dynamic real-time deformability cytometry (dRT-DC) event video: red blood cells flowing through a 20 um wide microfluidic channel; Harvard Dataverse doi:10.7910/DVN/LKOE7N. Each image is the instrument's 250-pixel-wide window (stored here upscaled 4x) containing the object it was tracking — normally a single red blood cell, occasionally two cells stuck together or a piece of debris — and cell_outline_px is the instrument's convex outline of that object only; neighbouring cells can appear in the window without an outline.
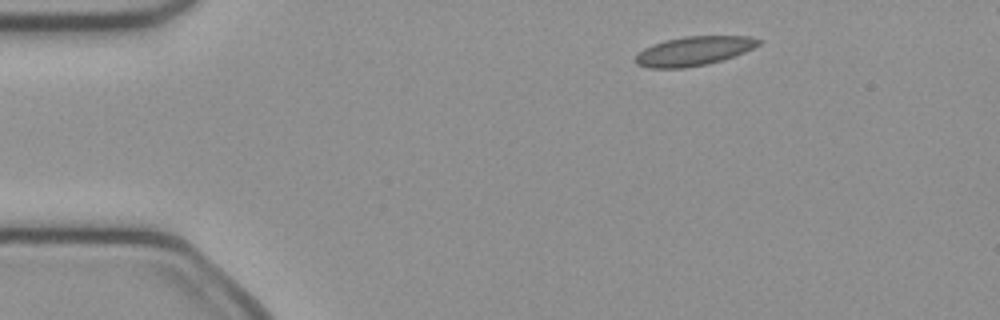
{"species": "common noctule bat (a hibernating species)", "species_latin": "Nyctalus noctula", "temperature_condition": "cold", "stored_images_in_passage": 44, "segment_of_instrument_passage": [1, 2], "camera_frame_rate_fps": 3000, "um_per_image_px": 0.085, "animal": {"sex": "female", "body_mass_g": 21.9}, "frame": {"image": 1, "passage_image": 1, "time_ms": 0.0, "image_size_px": [1000, 320], "cell_outline_px": [[764, 40], [760, 44], [744, 52], [708, 64], [684, 68], [648, 68], [636, 64], [636, 52], [652, 44], [664, 40], [684, 36], [748, 36]], "centroid_in_image_um": [58.94, 4.33], "position_along_channel_um": 26.1, "area_um2": 20.98}}
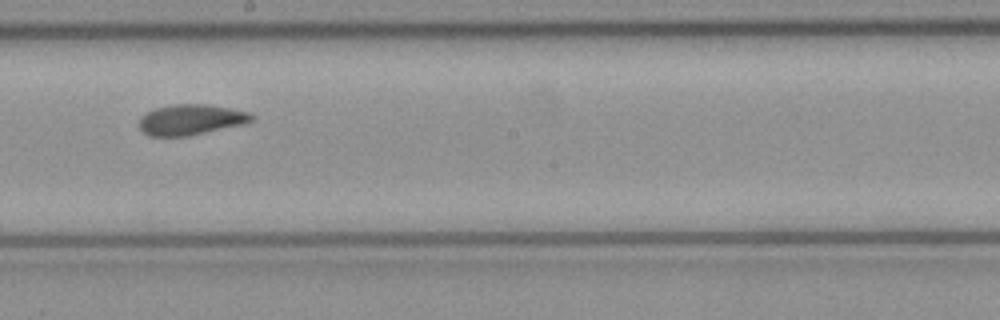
{"frame": {"image": 2, "passage_image": 21, "time_ms": 6.667, "image_size_px": [1000, 320], "cell_outline_px": [[256, 116], [252, 120], [244, 124], [188, 136], [148, 136], [140, 128], [140, 116], [156, 108], [176, 104], [208, 104], [248, 112]], "centroid_in_image_um": [16.23, 10.17], "position_along_channel_um": 232.0, "area_um2": 19.88}}
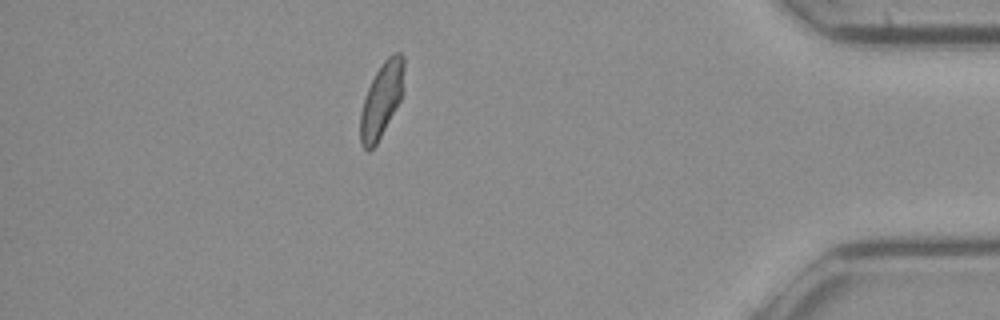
{"frame": {"image": 3, "passage_image": 37, "time_ms": 12.0, "image_size_px": [1000, 320], "cell_outline_px": [[404, 68], [400, 100], [376, 144], [368, 152], [360, 144], [360, 112], [364, 96], [376, 72], [384, 60], [388, 56], [396, 52], [400, 52], [404, 56]], "centroid_in_image_um": [32.4, 8.48], "position_along_channel_um": 402.8, "area_um2": 18.73}}